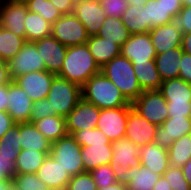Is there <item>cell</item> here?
I'll return each mask as SVG.
<instances>
[{
    "mask_svg": "<svg viewBox=\"0 0 191 190\" xmlns=\"http://www.w3.org/2000/svg\"><path fill=\"white\" fill-rule=\"evenodd\" d=\"M100 73L87 44L69 46L63 66L57 76L82 87L92 76Z\"/></svg>",
    "mask_w": 191,
    "mask_h": 190,
    "instance_id": "cell-1",
    "label": "cell"
},
{
    "mask_svg": "<svg viewBox=\"0 0 191 190\" xmlns=\"http://www.w3.org/2000/svg\"><path fill=\"white\" fill-rule=\"evenodd\" d=\"M82 98L100 109L119 108L130 104L117 86L101 72L81 87Z\"/></svg>",
    "mask_w": 191,
    "mask_h": 190,
    "instance_id": "cell-2",
    "label": "cell"
},
{
    "mask_svg": "<svg viewBox=\"0 0 191 190\" xmlns=\"http://www.w3.org/2000/svg\"><path fill=\"white\" fill-rule=\"evenodd\" d=\"M100 72L117 86L130 103L144 92L135 76L133 64L122 55L114 57L100 68Z\"/></svg>",
    "mask_w": 191,
    "mask_h": 190,
    "instance_id": "cell-3",
    "label": "cell"
},
{
    "mask_svg": "<svg viewBox=\"0 0 191 190\" xmlns=\"http://www.w3.org/2000/svg\"><path fill=\"white\" fill-rule=\"evenodd\" d=\"M81 98L79 85L56 75L47 95L51 106V116L58 115L66 118Z\"/></svg>",
    "mask_w": 191,
    "mask_h": 190,
    "instance_id": "cell-4",
    "label": "cell"
},
{
    "mask_svg": "<svg viewBox=\"0 0 191 190\" xmlns=\"http://www.w3.org/2000/svg\"><path fill=\"white\" fill-rule=\"evenodd\" d=\"M50 155L70 174L84 173L81 157V145L72 135L64 136L52 142Z\"/></svg>",
    "mask_w": 191,
    "mask_h": 190,
    "instance_id": "cell-5",
    "label": "cell"
},
{
    "mask_svg": "<svg viewBox=\"0 0 191 190\" xmlns=\"http://www.w3.org/2000/svg\"><path fill=\"white\" fill-rule=\"evenodd\" d=\"M131 104L135 111L156 126L169 117L167 101L159 90L144 91Z\"/></svg>",
    "mask_w": 191,
    "mask_h": 190,
    "instance_id": "cell-6",
    "label": "cell"
},
{
    "mask_svg": "<svg viewBox=\"0 0 191 190\" xmlns=\"http://www.w3.org/2000/svg\"><path fill=\"white\" fill-rule=\"evenodd\" d=\"M51 36L66 47L86 44L89 37L85 26L73 13L62 15L52 24Z\"/></svg>",
    "mask_w": 191,
    "mask_h": 190,
    "instance_id": "cell-7",
    "label": "cell"
},
{
    "mask_svg": "<svg viewBox=\"0 0 191 190\" xmlns=\"http://www.w3.org/2000/svg\"><path fill=\"white\" fill-rule=\"evenodd\" d=\"M9 76L13 81L20 75L43 71L45 64L34 42H26L21 50L7 62Z\"/></svg>",
    "mask_w": 191,
    "mask_h": 190,
    "instance_id": "cell-8",
    "label": "cell"
},
{
    "mask_svg": "<svg viewBox=\"0 0 191 190\" xmlns=\"http://www.w3.org/2000/svg\"><path fill=\"white\" fill-rule=\"evenodd\" d=\"M131 107L130 103L124 107L101 109L96 128L100 129L111 142L124 138L127 116Z\"/></svg>",
    "mask_w": 191,
    "mask_h": 190,
    "instance_id": "cell-9",
    "label": "cell"
},
{
    "mask_svg": "<svg viewBox=\"0 0 191 190\" xmlns=\"http://www.w3.org/2000/svg\"><path fill=\"white\" fill-rule=\"evenodd\" d=\"M73 14L85 26L88 36L97 35L107 17L98 0H75Z\"/></svg>",
    "mask_w": 191,
    "mask_h": 190,
    "instance_id": "cell-10",
    "label": "cell"
},
{
    "mask_svg": "<svg viewBox=\"0 0 191 190\" xmlns=\"http://www.w3.org/2000/svg\"><path fill=\"white\" fill-rule=\"evenodd\" d=\"M27 7L23 0L0 1V26L25 38Z\"/></svg>",
    "mask_w": 191,
    "mask_h": 190,
    "instance_id": "cell-11",
    "label": "cell"
},
{
    "mask_svg": "<svg viewBox=\"0 0 191 190\" xmlns=\"http://www.w3.org/2000/svg\"><path fill=\"white\" fill-rule=\"evenodd\" d=\"M100 110L97 106L81 98L75 108L66 117L68 134L73 135L76 131L83 129H94L99 118Z\"/></svg>",
    "mask_w": 191,
    "mask_h": 190,
    "instance_id": "cell-12",
    "label": "cell"
},
{
    "mask_svg": "<svg viewBox=\"0 0 191 190\" xmlns=\"http://www.w3.org/2000/svg\"><path fill=\"white\" fill-rule=\"evenodd\" d=\"M55 76L54 73L43 70L20 75L13 81L22 88L34 102L47 98Z\"/></svg>",
    "mask_w": 191,
    "mask_h": 190,
    "instance_id": "cell-13",
    "label": "cell"
},
{
    "mask_svg": "<svg viewBox=\"0 0 191 190\" xmlns=\"http://www.w3.org/2000/svg\"><path fill=\"white\" fill-rule=\"evenodd\" d=\"M157 126L143 118L132 107L129 109L126 122L125 138L142 147L154 142Z\"/></svg>",
    "mask_w": 191,
    "mask_h": 190,
    "instance_id": "cell-14",
    "label": "cell"
},
{
    "mask_svg": "<svg viewBox=\"0 0 191 190\" xmlns=\"http://www.w3.org/2000/svg\"><path fill=\"white\" fill-rule=\"evenodd\" d=\"M186 134H191V117H168L157 126L154 143L168 150L176 139Z\"/></svg>",
    "mask_w": 191,
    "mask_h": 190,
    "instance_id": "cell-15",
    "label": "cell"
},
{
    "mask_svg": "<svg viewBox=\"0 0 191 190\" xmlns=\"http://www.w3.org/2000/svg\"><path fill=\"white\" fill-rule=\"evenodd\" d=\"M34 43L44 61L45 70L57 75L63 66L68 47L53 36L36 40Z\"/></svg>",
    "mask_w": 191,
    "mask_h": 190,
    "instance_id": "cell-16",
    "label": "cell"
},
{
    "mask_svg": "<svg viewBox=\"0 0 191 190\" xmlns=\"http://www.w3.org/2000/svg\"><path fill=\"white\" fill-rule=\"evenodd\" d=\"M112 149L113 156L109 165L118 176L121 170L140 164V158L138 156L140 147L125 137L112 142Z\"/></svg>",
    "mask_w": 191,
    "mask_h": 190,
    "instance_id": "cell-17",
    "label": "cell"
},
{
    "mask_svg": "<svg viewBox=\"0 0 191 190\" xmlns=\"http://www.w3.org/2000/svg\"><path fill=\"white\" fill-rule=\"evenodd\" d=\"M121 55L131 62H147L156 57L149 33L132 34L121 46Z\"/></svg>",
    "mask_w": 191,
    "mask_h": 190,
    "instance_id": "cell-18",
    "label": "cell"
},
{
    "mask_svg": "<svg viewBox=\"0 0 191 190\" xmlns=\"http://www.w3.org/2000/svg\"><path fill=\"white\" fill-rule=\"evenodd\" d=\"M7 112L15 123L29 122L33 101L14 81L8 84Z\"/></svg>",
    "mask_w": 191,
    "mask_h": 190,
    "instance_id": "cell-19",
    "label": "cell"
},
{
    "mask_svg": "<svg viewBox=\"0 0 191 190\" xmlns=\"http://www.w3.org/2000/svg\"><path fill=\"white\" fill-rule=\"evenodd\" d=\"M149 34L156 55L164 53L172 48L181 47L183 34L175 21L169 24L156 26L149 31Z\"/></svg>",
    "mask_w": 191,
    "mask_h": 190,
    "instance_id": "cell-20",
    "label": "cell"
},
{
    "mask_svg": "<svg viewBox=\"0 0 191 190\" xmlns=\"http://www.w3.org/2000/svg\"><path fill=\"white\" fill-rule=\"evenodd\" d=\"M37 177L51 190H66L70 174L51 155H48L36 172Z\"/></svg>",
    "mask_w": 191,
    "mask_h": 190,
    "instance_id": "cell-21",
    "label": "cell"
},
{
    "mask_svg": "<svg viewBox=\"0 0 191 190\" xmlns=\"http://www.w3.org/2000/svg\"><path fill=\"white\" fill-rule=\"evenodd\" d=\"M119 181L127 185L128 190H152L160 175L139 164L121 170Z\"/></svg>",
    "mask_w": 191,
    "mask_h": 190,
    "instance_id": "cell-22",
    "label": "cell"
},
{
    "mask_svg": "<svg viewBox=\"0 0 191 190\" xmlns=\"http://www.w3.org/2000/svg\"><path fill=\"white\" fill-rule=\"evenodd\" d=\"M138 156L141 165L149 168L160 176H163L170 166L168 150L154 142L140 147Z\"/></svg>",
    "mask_w": 191,
    "mask_h": 190,
    "instance_id": "cell-23",
    "label": "cell"
},
{
    "mask_svg": "<svg viewBox=\"0 0 191 190\" xmlns=\"http://www.w3.org/2000/svg\"><path fill=\"white\" fill-rule=\"evenodd\" d=\"M112 156V143H88V146H81L84 172H90L101 165L109 164Z\"/></svg>",
    "mask_w": 191,
    "mask_h": 190,
    "instance_id": "cell-24",
    "label": "cell"
},
{
    "mask_svg": "<svg viewBox=\"0 0 191 190\" xmlns=\"http://www.w3.org/2000/svg\"><path fill=\"white\" fill-rule=\"evenodd\" d=\"M96 64L102 68L114 57L121 55V46L98 35L89 36L86 42Z\"/></svg>",
    "mask_w": 191,
    "mask_h": 190,
    "instance_id": "cell-25",
    "label": "cell"
},
{
    "mask_svg": "<svg viewBox=\"0 0 191 190\" xmlns=\"http://www.w3.org/2000/svg\"><path fill=\"white\" fill-rule=\"evenodd\" d=\"M19 142L21 149L37 150L50 155L52 142L45 138L33 123H20Z\"/></svg>",
    "mask_w": 191,
    "mask_h": 190,
    "instance_id": "cell-26",
    "label": "cell"
},
{
    "mask_svg": "<svg viewBox=\"0 0 191 190\" xmlns=\"http://www.w3.org/2000/svg\"><path fill=\"white\" fill-rule=\"evenodd\" d=\"M183 53L182 48L178 47L156 55L155 65L162 81L179 77L180 59Z\"/></svg>",
    "mask_w": 191,
    "mask_h": 190,
    "instance_id": "cell-27",
    "label": "cell"
},
{
    "mask_svg": "<svg viewBox=\"0 0 191 190\" xmlns=\"http://www.w3.org/2000/svg\"><path fill=\"white\" fill-rule=\"evenodd\" d=\"M159 91L167 103L191 102V84L179 77L162 81Z\"/></svg>",
    "mask_w": 191,
    "mask_h": 190,
    "instance_id": "cell-28",
    "label": "cell"
},
{
    "mask_svg": "<svg viewBox=\"0 0 191 190\" xmlns=\"http://www.w3.org/2000/svg\"><path fill=\"white\" fill-rule=\"evenodd\" d=\"M131 63L133 64L135 76L143 91L160 89L162 80L156 68L155 60Z\"/></svg>",
    "mask_w": 191,
    "mask_h": 190,
    "instance_id": "cell-29",
    "label": "cell"
},
{
    "mask_svg": "<svg viewBox=\"0 0 191 190\" xmlns=\"http://www.w3.org/2000/svg\"><path fill=\"white\" fill-rule=\"evenodd\" d=\"M144 6L146 7V33L156 26L175 21L166 8L165 0H148Z\"/></svg>",
    "mask_w": 191,
    "mask_h": 190,
    "instance_id": "cell-30",
    "label": "cell"
},
{
    "mask_svg": "<svg viewBox=\"0 0 191 190\" xmlns=\"http://www.w3.org/2000/svg\"><path fill=\"white\" fill-rule=\"evenodd\" d=\"M33 124L51 142L68 135L66 118L62 116H48L35 121Z\"/></svg>",
    "mask_w": 191,
    "mask_h": 190,
    "instance_id": "cell-31",
    "label": "cell"
},
{
    "mask_svg": "<svg viewBox=\"0 0 191 190\" xmlns=\"http://www.w3.org/2000/svg\"><path fill=\"white\" fill-rule=\"evenodd\" d=\"M24 26L26 42H34L51 36L52 24L47 22L38 13L28 11Z\"/></svg>",
    "mask_w": 191,
    "mask_h": 190,
    "instance_id": "cell-32",
    "label": "cell"
},
{
    "mask_svg": "<svg viewBox=\"0 0 191 190\" xmlns=\"http://www.w3.org/2000/svg\"><path fill=\"white\" fill-rule=\"evenodd\" d=\"M97 35L101 38L107 39L110 42L122 46L128 40L131 34L122 22L121 18L110 16L106 17Z\"/></svg>",
    "mask_w": 191,
    "mask_h": 190,
    "instance_id": "cell-33",
    "label": "cell"
},
{
    "mask_svg": "<svg viewBox=\"0 0 191 190\" xmlns=\"http://www.w3.org/2000/svg\"><path fill=\"white\" fill-rule=\"evenodd\" d=\"M121 19L131 35L146 33L145 6L129 5Z\"/></svg>",
    "mask_w": 191,
    "mask_h": 190,
    "instance_id": "cell-34",
    "label": "cell"
},
{
    "mask_svg": "<svg viewBox=\"0 0 191 190\" xmlns=\"http://www.w3.org/2000/svg\"><path fill=\"white\" fill-rule=\"evenodd\" d=\"M169 165L182 167L191 159V134L176 139L168 149Z\"/></svg>",
    "mask_w": 191,
    "mask_h": 190,
    "instance_id": "cell-35",
    "label": "cell"
},
{
    "mask_svg": "<svg viewBox=\"0 0 191 190\" xmlns=\"http://www.w3.org/2000/svg\"><path fill=\"white\" fill-rule=\"evenodd\" d=\"M46 157L44 152L21 149L15 163L16 174L36 173Z\"/></svg>",
    "mask_w": 191,
    "mask_h": 190,
    "instance_id": "cell-36",
    "label": "cell"
},
{
    "mask_svg": "<svg viewBox=\"0 0 191 190\" xmlns=\"http://www.w3.org/2000/svg\"><path fill=\"white\" fill-rule=\"evenodd\" d=\"M26 39L0 27V59L11 60L24 46Z\"/></svg>",
    "mask_w": 191,
    "mask_h": 190,
    "instance_id": "cell-37",
    "label": "cell"
},
{
    "mask_svg": "<svg viewBox=\"0 0 191 190\" xmlns=\"http://www.w3.org/2000/svg\"><path fill=\"white\" fill-rule=\"evenodd\" d=\"M27 10L38 13L50 24H54L62 15L50 0H23Z\"/></svg>",
    "mask_w": 191,
    "mask_h": 190,
    "instance_id": "cell-38",
    "label": "cell"
},
{
    "mask_svg": "<svg viewBox=\"0 0 191 190\" xmlns=\"http://www.w3.org/2000/svg\"><path fill=\"white\" fill-rule=\"evenodd\" d=\"M12 186L16 190H51L37 177L36 173L15 174Z\"/></svg>",
    "mask_w": 191,
    "mask_h": 190,
    "instance_id": "cell-39",
    "label": "cell"
},
{
    "mask_svg": "<svg viewBox=\"0 0 191 190\" xmlns=\"http://www.w3.org/2000/svg\"><path fill=\"white\" fill-rule=\"evenodd\" d=\"M97 188L113 185L119 181L118 175L111 169L109 164L101 165L90 171Z\"/></svg>",
    "mask_w": 191,
    "mask_h": 190,
    "instance_id": "cell-40",
    "label": "cell"
},
{
    "mask_svg": "<svg viewBox=\"0 0 191 190\" xmlns=\"http://www.w3.org/2000/svg\"><path fill=\"white\" fill-rule=\"evenodd\" d=\"M81 146H88V143H112L106 135L98 128L76 131L72 135Z\"/></svg>",
    "mask_w": 191,
    "mask_h": 190,
    "instance_id": "cell-41",
    "label": "cell"
},
{
    "mask_svg": "<svg viewBox=\"0 0 191 190\" xmlns=\"http://www.w3.org/2000/svg\"><path fill=\"white\" fill-rule=\"evenodd\" d=\"M163 176L172 190H191L190 184L183 176L181 167L169 166Z\"/></svg>",
    "mask_w": 191,
    "mask_h": 190,
    "instance_id": "cell-42",
    "label": "cell"
},
{
    "mask_svg": "<svg viewBox=\"0 0 191 190\" xmlns=\"http://www.w3.org/2000/svg\"><path fill=\"white\" fill-rule=\"evenodd\" d=\"M66 190H97V185L90 172L72 176Z\"/></svg>",
    "mask_w": 191,
    "mask_h": 190,
    "instance_id": "cell-43",
    "label": "cell"
},
{
    "mask_svg": "<svg viewBox=\"0 0 191 190\" xmlns=\"http://www.w3.org/2000/svg\"><path fill=\"white\" fill-rule=\"evenodd\" d=\"M107 17L121 18L128 8V0H98Z\"/></svg>",
    "mask_w": 191,
    "mask_h": 190,
    "instance_id": "cell-44",
    "label": "cell"
},
{
    "mask_svg": "<svg viewBox=\"0 0 191 190\" xmlns=\"http://www.w3.org/2000/svg\"><path fill=\"white\" fill-rule=\"evenodd\" d=\"M51 116V106L47 98L39 101H34L30 113L29 123H34L37 120Z\"/></svg>",
    "mask_w": 191,
    "mask_h": 190,
    "instance_id": "cell-45",
    "label": "cell"
},
{
    "mask_svg": "<svg viewBox=\"0 0 191 190\" xmlns=\"http://www.w3.org/2000/svg\"><path fill=\"white\" fill-rule=\"evenodd\" d=\"M17 157H5L0 154V181H12L16 174Z\"/></svg>",
    "mask_w": 191,
    "mask_h": 190,
    "instance_id": "cell-46",
    "label": "cell"
},
{
    "mask_svg": "<svg viewBox=\"0 0 191 190\" xmlns=\"http://www.w3.org/2000/svg\"><path fill=\"white\" fill-rule=\"evenodd\" d=\"M182 34L191 33V6H183L175 18Z\"/></svg>",
    "mask_w": 191,
    "mask_h": 190,
    "instance_id": "cell-47",
    "label": "cell"
},
{
    "mask_svg": "<svg viewBox=\"0 0 191 190\" xmlns=\"http://www.w3.org/2000/svg\"><path fill=\"white\" fill-rule=\"evenodd\" d=\"M169 117H191V102L167 103Z\"/></svg>",
    "mask_w": 191,
    "mask_h": 190,
    "instance_id": "cell-48",
    "label": "cell"
},
{
    "mask_svg": "<svg viewBox=\"0 0 191 190\" xmlns=\"http://www.w3.org/2000/svg\"><path fill=\"white\" fill-rule=\"evenodd\" d=\"M179 78L191 84V55L183 53L180 59Z\"/></svg>",
    "mask_w": 191,
    "mask_h": 190,
    "instance_id": "cell-49",
    "label": "cell"
},
{
    "mask_svg": "<svg viewBox=\"0 0 191 190\" xmlns=\"http://www.w3.org/2000/svg\"><path fill=\"white\" fill-rule=\"evenodd\" d=\"M19 137H20V123H15L4 134V136L2 137V140L6 143L15 144L17 147V151H20L21 145L19 142Z\"/></svg>",
    "mask_w": 191,
    "mask_h": 190,
    "instance_id": "cell-50",
    "label": "cell"
},
{
    "mask_svg": "<svg viewBox=\"0 0 191 190\" xmlns=\"http://www.w3.org/2000/svg\"><path fill=\"white\" fill-rule=\"evenodd\" d=\"M61 15L71 14L74 11L75 0H50Z\"/></svg>",
    "mask_w": 191,
    "mask_h": 190,
    "instance_id": "cell-51",
    "label": "cell"
},
{
    "mask_svg": "<svg viewBox=\"0 0 191 190\" xmlns=\"http://www.w3.org/2000/svg\"><path fill=\"white\" fill-rule=\"evenodd\" d=\"M14 124L15 122L7 111H0V140Z\"/></svg>",
    "mask_w": 191,
    "mask_h": 190,
    "instance_id": "cell-52",
    "label": "cell"
},
{
    "mask_svg": "<svg viewBox=\"0 0 191 190\" xmlns=\"http://www.w3.org/2000/svg\"><path fill=\"white\" fill-rule=\"evenodd\" d=\"M20 151H17L15 144L6 143L2 139L0 140V154L5 157H18Z\"/></svg>",
    "mask_w": 191,
    "mask_h": 190,
    "instance_id": "cell-53",
    "label": "cell"
},
{
    "mask_svg": "<svg viewBox=\"0 0 191 190\" xmlns=\"http://www.w3.org/2000/svg\"><path fill=\"white\" fill-rule=\"evenodd\" d=\"M165 5L168 12L176 18L178 13L181 11L183 5L182 0H165Z\"/></svg>",
    "mask_w": 191,
    "mask_h": 190,
    "instance_id": "cell-54",
    "label": "cell"
},
{
    "mask_svg": "<svg viewBox=\"0 0 191 190\" xmlns=\"http://www.w3.org/2000/svg\"><path fill=\"white\" fill-rule=\"evenodd\" d=\"M11 78L9 76L7 63L0 59V86L7 85L11 82Z\"/></svg>",
    "mask_w": 191,
    "mask_h": 190,
    "instance_id": "cell-55",
    "label": "cell"
},
{
    "mask_svg": "<svg viewBox=\"0 0 191 190\" xmlns=\"http://www.w3.org/2000/svg\"><path fill=\"white\" fill-rule=\"evenodd\" d=\"M8 84L0 86V111H7L8 107Z\"/></svg>",
    "mask_w": 191,
    "mask_h": 190,
    "instance_id": "cell-56",
    "label": "cell"
},
{
    "mask_svg": "<svg viewBox=\"0 0 191 190\" xmlns=\"http://www.w3.org/2000/svg\"><path fill=\"white\" fill-rule=\"evenodd\" d=\"M181 48L184 53L191 55V33L182 35V44Z\"/></svg>",
    "mask_w": 191,
    "mask_h": 190,
    "instance_id": "cell-57",
    "label": "cell"
},
{
    "mask_svg": "<svg viewBox=\"0 0 191 190\" xmlns=\"http://www.w3.org/2000/svg\"><path fill=\"white\" fill-rule=\"evenodd\" d=\"M152 190H172L164 176H160Z\"/></svg>",
    "mask_w": 191,
    "mask_h": 190,
    "instance_id": "cell-58",
    "label": "cell"
},
{
    "mask_svg": "<svg viewBox=\"0 0 191 190\" xmlns=\"http://www.w3.org/2000/svg\"><path fill=\"white\" fill-rule=\"evenodd\" d=\"M184 178L191 186V159L181 167Z\"/></svg>",
    "mask_w": 191,
    "mask_h": 190,
    "instance_id": "cell-59",
    "label": "cell"
},
{
    "mask_svg": "<svg viewBox=\"0 0 191 190\" xmlns=\"http://www.w3.org/2000/svg\"><path fill=\"white\" fill-rule=\"evenodd\" d=\"M97 190H128L127 185L123 184L120 181H117L113 185L103 187V188H97Z\"/></svg>",
    "mask_w": 191,
    "mask_h": 190,
    "instance_id": "cell-60",
    "label": "cell"
},
{
    "mask_svg": "<svg viewBox=\"0 0 191 190\" xmlns=\"http://www.w3.org/2000/svg\"><path fill=\"white\" fill-rule=\"evenodd\" d=\"M12 186V181H0V190H8Z\"/></svg>",
    "mask_w": 191,
    "mask_h": 190,
    "instance_id": "cell-61",
    "label": "cell"
},
{
    "mask_svg": "<svg viewBox=\"0 0 191 190\" xmlns=\"http://www.w3.org/2000/svg\"><path fill=\"white\" fill-rule=\"evenodd\" d=\"M148 0H128L129 5L144 6Z\"/></svg>",
    "mask_w": 191,
    "mask_h": 190,
    "instance_id": "cell-62",
    "label": "cell"
},
{
    "mask_svg": "<svg viewBox=\"0 0 191 190\" xmlns=\"http://www.w3.org/2000/svg\"><path fill=\"white\" fill-rule=\"evenodd\" d=\"M183 6H191V0H182Z\"/></svg>",
    "mask_w": 191,
    "mask_h": 190,
    "instance_id": "cell-63",
    "label": "cell"
},
{
    "mask_svg": "<svg viewBox=\"0 0 191 190\" xmlns=\"http://www.w3.org/2000/svg\"><path fill=\"white\" fill-rule=\"evenodd\" d=\"M8 190H16L13 186H11Z\"/></svg>",
    "mask_w": 191,
    "mask_h": 190,
    "instance_id": "cell-64",
    "label": "cell"
}]
</instances>
